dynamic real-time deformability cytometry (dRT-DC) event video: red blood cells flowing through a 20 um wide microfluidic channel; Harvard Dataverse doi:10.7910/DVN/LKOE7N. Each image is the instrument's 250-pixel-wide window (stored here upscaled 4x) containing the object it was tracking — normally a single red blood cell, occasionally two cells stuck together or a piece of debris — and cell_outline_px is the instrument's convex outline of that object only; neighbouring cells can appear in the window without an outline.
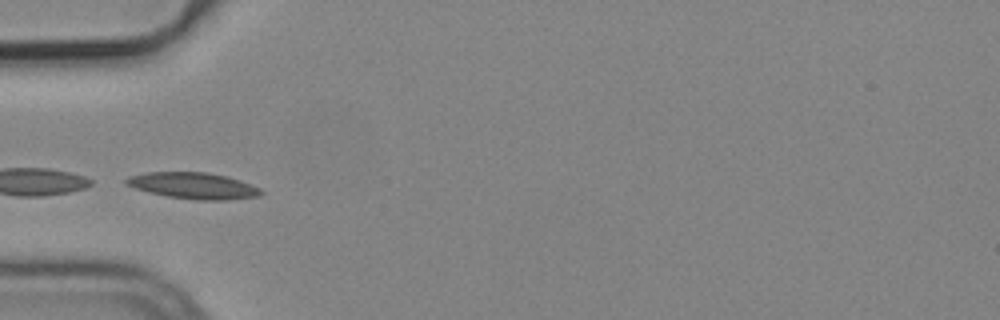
{"species": "common noctule bat (a hibernating species)", "species_latin": "Nyctalus noctula", "temperature_condition": "cold", "stored_images_in_passage": 2, "camera_frame_rate_fps": 3000, "um_per_image_px": 0.085, "animal": {"sex": "male", "body_mass_g": 19.2, "forearm_length_mm": 51.8}, "frame": {"image": 1, "passage_image": 1, "time_ms": 0.0, "image_size_px": [1000, 320], "cell_outline_px": [[264, 192], [260, 196], [228, 200], [196, 200], [168, 196], [148, 192], [124, 184], [124, 180], [128, 176], [148, 172], [208, 172], [228, 176], [240, 180], [260, 188]], "centroid_in_image_um": [16.45, 15.78], "position_along_channel_um": 68.5, "area_um2": 20.81}}
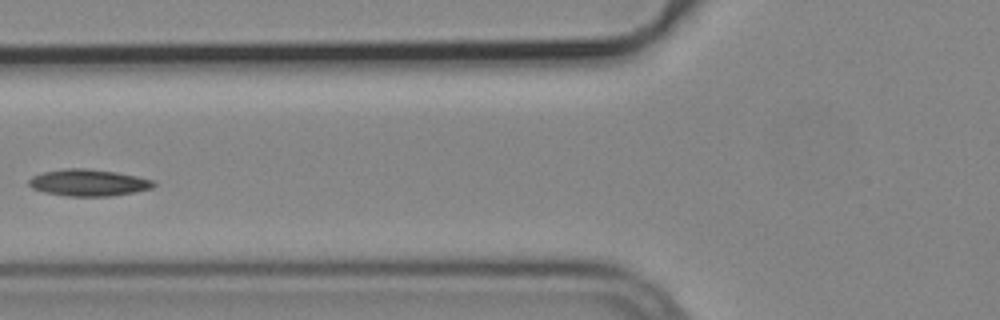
{"frame": {"image": 2, "passage_image": 2, "time_ms": 0.333, "image_size_px": [1000, 320], "cell_outline_px": [[156, 184], [152, 188], [112, 196], [68, 196], [44, 192], [32, 188], [28, 184], [28, 180], [32, 176], [44, 172], [68, 168], [84, 168], [116, 172], [136, 176], [152, 180]], "centroid_in_image_um": [7.49, 15.53], "position_along_channel_um": 118.3, "area_um2": 19.25}}